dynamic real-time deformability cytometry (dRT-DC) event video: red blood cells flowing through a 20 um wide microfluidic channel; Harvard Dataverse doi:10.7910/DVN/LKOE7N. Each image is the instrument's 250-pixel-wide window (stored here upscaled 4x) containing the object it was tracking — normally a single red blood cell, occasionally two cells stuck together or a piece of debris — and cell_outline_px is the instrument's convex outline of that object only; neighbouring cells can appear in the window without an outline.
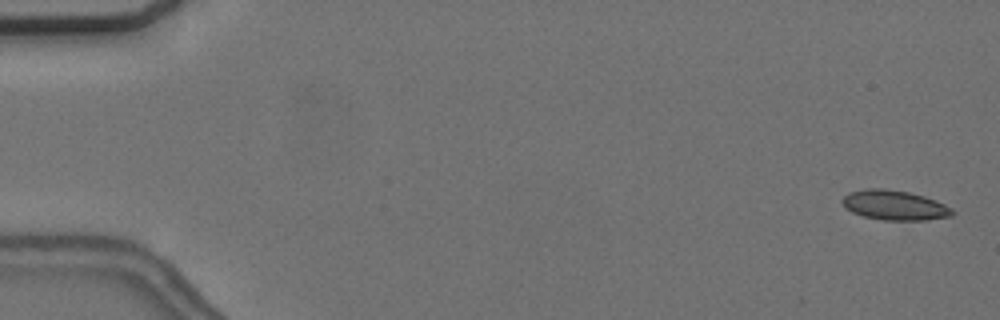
{"species": "common noctule bat (a hibernating species)", "species_latin": "Nyctalus noctula", "temperature_condition": "cold", "stored_images_in_passage": 5, "camera_frame_rate_fps": 3000, "um_per_image_px": 0.085, "animal": {"sex": "female", "body_mass_g": 24.6, "forearm_length_mm": 56.2}, "frame": {"image": 1, "passage_image": 1, "time_ms": 0.0, "image_size_px": [1000, 320], "cell_outline_px": [[956, 212], [952, 216], [924, 220], [884, 220], [864, 216], [852, 212], [844, 208], [840, 200], [848, 192], [864, 188], [884, 188], [908, 192], [924, 196], [936, 200], [952, 208]], "centroid_in_image_um": [76.01, 17.43], "position_along_channel_um": 9.0, "area_um2": 19.31}}
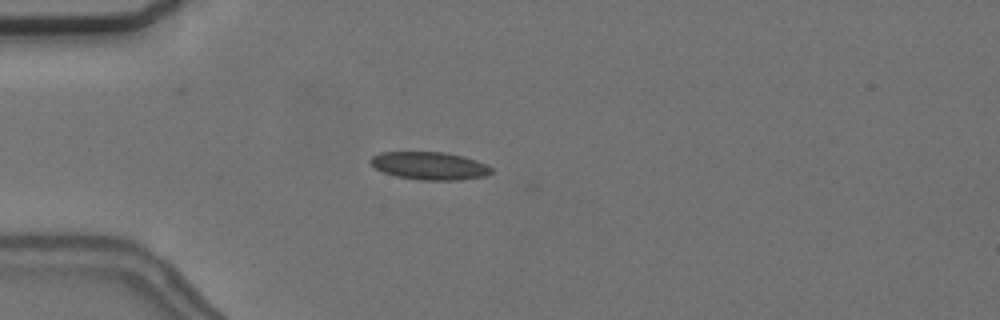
{"frame": {"image": 2, "passage_image": 5, "time_ms": 4.667, "image_size_px": [1000, 320], "cell_outline_px": [[492, 172], [484, 176], [460, 180], [420, 180], [396, 176], [384, 172], [376, 168], [368, 160], [372, 156], [380, 152], [444, 152], [464, 156], [488, 164], [492, 168]], "centroid_in_image_um": [36.53, 14.09], "position_along_channel_um": 48.5, "area_um2": 19.65}}